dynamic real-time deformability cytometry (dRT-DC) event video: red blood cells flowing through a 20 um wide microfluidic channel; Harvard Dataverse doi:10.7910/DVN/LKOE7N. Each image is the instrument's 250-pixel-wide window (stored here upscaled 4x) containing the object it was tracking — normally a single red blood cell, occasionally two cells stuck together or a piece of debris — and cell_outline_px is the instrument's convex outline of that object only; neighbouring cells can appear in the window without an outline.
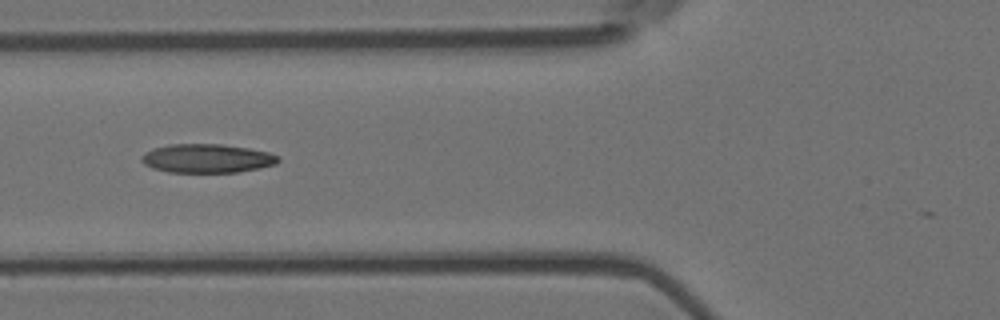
{"species": "Egyptian fruit bat (a non-hibernating species)", "species_latin": "Rousettus aegyptiacus", "temperature_condition": "room temperature", "stored_images_in_passage": 9, "camera_frame_rate_fps": 3000, "um_per_image_px": 0.085, "animal": {"sex": "female"}, "frame": {"image": 1, "passage_image": 6, "time_ms": 1.667, "image_size_px": [1000, 320], "cell_outline_px": [[280, 160], [276, 164], [260, 168], [236, 172], [168, 172], [152, 168], [144, 164], [140, 160], [140, 156], [144, 152], [152, 148], [168, 144], [224, 144], [248, 148], [268, 152], [280, 156]], "centroid_in_image_um": [17.57, 13.46], "position_along_channel_um": 108.2, "area_um2": 23.18}}
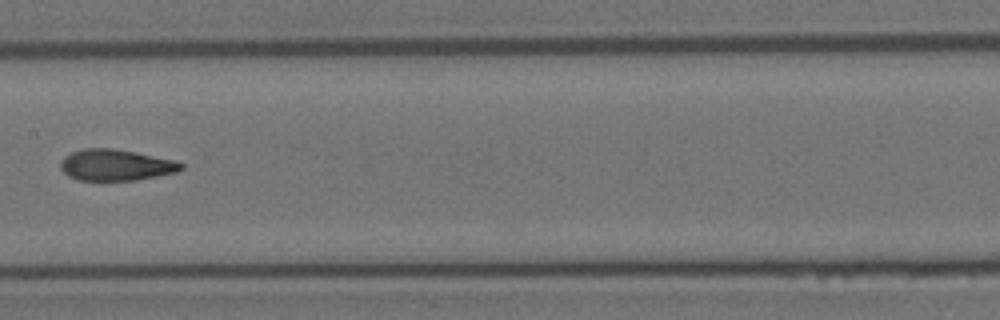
{"frame": {"image": 2, "passage_image": 8, "time_ms": 2.333, "image_size_px": [1000, 320], "cell_outline_px": [[184, 168], [176, 172], [136, 180], [80, 180], [68, 176], [60, 168], [60, 160], [64, 156], [72, 152], [84, 148], [112, 148], [136, 152], [176, 160], [184, 164]], "centroid_in_image_um": [9.84, 14.02], "position_along_channel_um": 197.6, "area_um2": 22.02}}
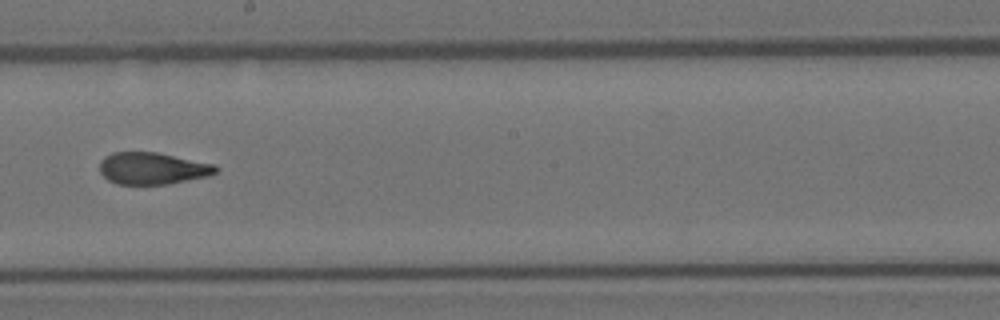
{"frame": {"image": 3, "passage_image": 9, "time_ms": 2.667, "image_size_px": [1000, 320], "cell_outline_px": [[220, 168], [216, 172], [208, 176], [168, 184], [116, 184], [108, 180], [100, 172], [100, 160], [104, 156], [112, 152], [156, 152], [216, 164]], "centroid_in_image_um": [12.96, 14.3], "position_along_channel_um": 235.2, "area_um2": 21.73}}